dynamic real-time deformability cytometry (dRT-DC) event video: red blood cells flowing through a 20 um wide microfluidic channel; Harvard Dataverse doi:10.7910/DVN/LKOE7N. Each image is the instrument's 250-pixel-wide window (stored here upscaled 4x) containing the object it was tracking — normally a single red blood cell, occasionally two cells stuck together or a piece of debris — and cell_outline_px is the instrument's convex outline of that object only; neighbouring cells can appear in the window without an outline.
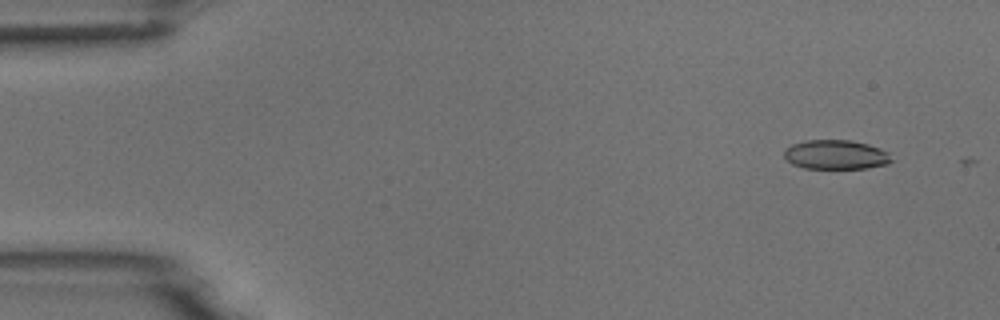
{"species": "common noctule bat (a hibernating species)", "species_latin": "Nyctalus noctula", "temperature_condition": "room temperature", "stored_images_in_passage": 6, "camera_frame_rate_fps": 3000, "um_per_image_px": 0.085, "animal": {"sex": "male", "body_mass_g": 18.8}, "frame": {"image": 1, "passage_image": 2, "time_ms": 1.0, "image_size_px": [1000, 320], "cell_outline_px": [[892, 160], [888, 164], [868, 168], [804, 168], [792, 164], [784, 156], [784, 148], [792, 144], [804, 140], [852, 140], [868, 144], [880, 148], [888, 152]], "centroid_in_image_um": [71.04, 13.14], "position_along_channel_um": 14.0, "area_um2": 18.44}}